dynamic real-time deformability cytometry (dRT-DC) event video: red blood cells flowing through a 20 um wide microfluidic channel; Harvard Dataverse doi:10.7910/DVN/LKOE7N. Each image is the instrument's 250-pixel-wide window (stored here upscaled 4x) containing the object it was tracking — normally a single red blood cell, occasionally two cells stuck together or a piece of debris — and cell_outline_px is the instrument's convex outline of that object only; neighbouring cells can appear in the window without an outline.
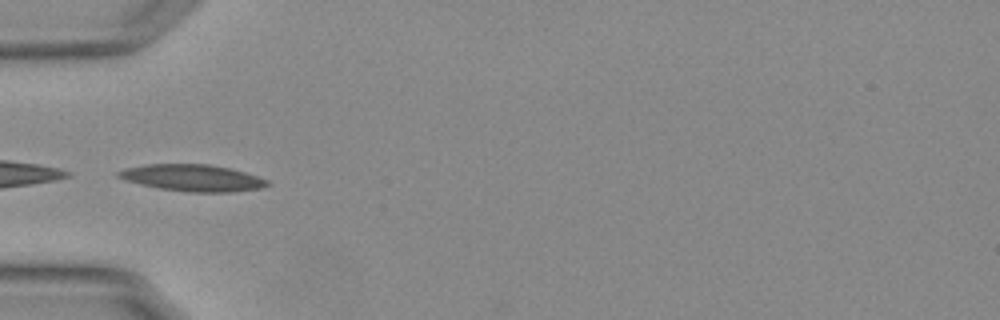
{"species": "Egyptian fruit bat (a non-hibernating species)", "species_latin": "Rousettus aegyptiacus", "temperature_condition": "warm", "stored_images_in_passage": 6, "camera_frame_rate_fps": 3000, "um_per_image_px": 0.085, "animal": {"sex": "female"}, "frame": {"image": 1, "passage_image": 1, "time_ms": 0.0, "image_size_px": [1000, 320], "cell_outline_px": [[272, 184], [260, 188], [232, 192], [188, 192], [160, 188], [140, 184], [124, 180], [116, 176], [116, 172], [124, 168], [144, 164], [208, 164], [232, 168], [268, 180]], "centroid_in_image_um": [16.34, 15.11], "position_along_channel_um": 68.7, "area_um2": 23.29}}